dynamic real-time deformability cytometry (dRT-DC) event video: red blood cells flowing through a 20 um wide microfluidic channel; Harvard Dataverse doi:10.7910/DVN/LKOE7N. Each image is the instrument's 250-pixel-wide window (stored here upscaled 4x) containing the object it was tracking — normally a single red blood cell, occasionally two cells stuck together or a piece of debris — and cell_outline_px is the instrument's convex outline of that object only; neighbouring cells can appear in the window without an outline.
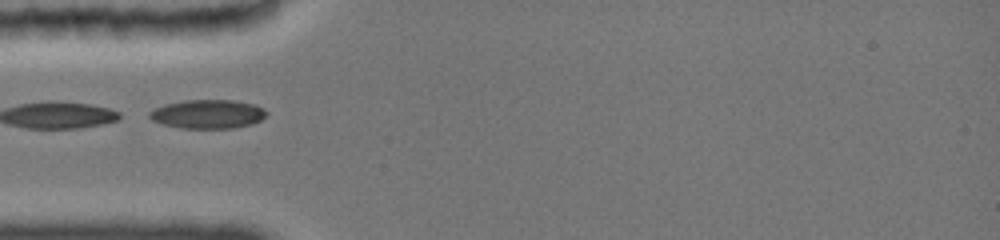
{"species": "common noctule bat (a hibernating species)", "species_latin": "Nyctalus noctula", "temperature_condition": "cold", "stored_images_in_passage": 37, "camera_frame_rate_fps": 3000, "um_per_image_px": 0.085, "animal": {"sex": "female", "body_mass_g": 19.0, "forearm_length_mm": 51.5}, "frame": {"image": 1, "passage_image": 1, "time_ms": 0.0, "image_size_px": [1000, 240], "cell_outline_px": [[268, 112], [260, 120], [248, 124], [232, 128], [184, 128], [164, 124], [152, 120], [148, 116], [148, 112], [164, 104], [184, 100], [232, 100], [256, 104], [264, 108]], "centroid_in_image_um": [17.65, 9.68], "position_along_channel_um": 67.3, "area_um2": 19.54}, "authors_computed_cell_mechanics": {"area_um2": 18.496, "velocity_mm_per_s": 3.8591, "shape_relaxation_time_tau1_ms": 2.8226, "shape_relaxation_time_tau2_ms": null, "deformation_change_tau1": 0.1847, "deformation_change_tau2": null}}